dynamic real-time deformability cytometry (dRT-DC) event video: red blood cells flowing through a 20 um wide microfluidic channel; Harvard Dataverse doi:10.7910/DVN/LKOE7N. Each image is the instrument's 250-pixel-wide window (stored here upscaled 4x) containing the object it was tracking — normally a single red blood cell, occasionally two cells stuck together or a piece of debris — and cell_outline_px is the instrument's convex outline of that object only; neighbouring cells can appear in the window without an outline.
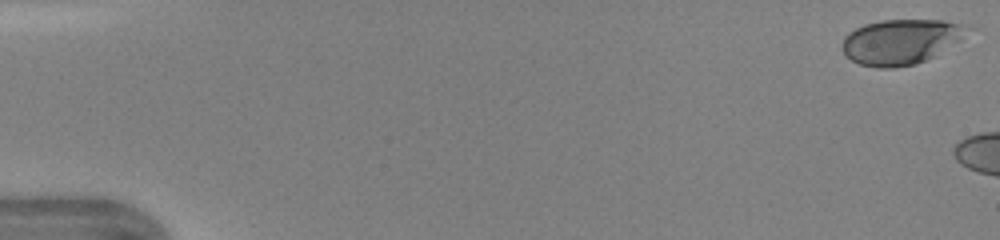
{"species": "human", "species_latin": "Homo sapiens", "temperature_condition": "warm", "stored_images_in_passage": 6, "camera_frame_rate_fps": 3000, "um_per_image_px": 0.085, "donor": {"sex": "female"}, "frame": {"image": 1, "passage_image": 1, "time_ms": 0.0, "image_size_px": [1000, 240], "cell_outline_px": [[972, 28], [960, 40], [932, 56], [916, 64], [892, 68], [876, 68], [860, 64], [844, 56], [840, 48], [844, 36], [848, 32], [864, 24], [880, 20], [944, 20], [964, 24]], "centroid_in_image_um": [76.52, 3.54], "position_along_channel_um": 8.5, "area_um2": 33.06}}